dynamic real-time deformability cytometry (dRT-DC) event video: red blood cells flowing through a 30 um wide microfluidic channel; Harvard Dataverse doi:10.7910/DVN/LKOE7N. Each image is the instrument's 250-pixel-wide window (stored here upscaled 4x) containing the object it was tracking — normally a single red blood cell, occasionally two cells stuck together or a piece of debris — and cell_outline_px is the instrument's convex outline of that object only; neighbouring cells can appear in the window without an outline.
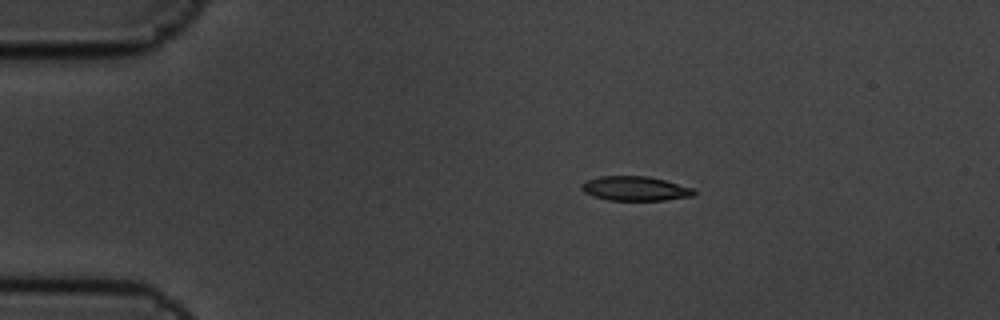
{"species": "common noctule bat (a hibernating species)", "species_latin": "Nyctalus noctula", "temperature_condition": "cold", "stored_images_in_passage": 5, "camera_frame_rate_fps": 3000, "um_per_image_px": 0.085, "animal": {"sex": "male", "body_mass_g": 19.5, "forearm_length_mm": 54.6}, "frame": {"image": 1, "passage_image": 2, "time_ms": 0.333, "image_size_px": [1000, 320], "cell_outline_px": [[696, 192], [692, 196], [664, 200], [608, 200], [592, 196], [584, 192], [580, 188], [580, 184], [584, 180], [600, 176], [648, 176], [664, 180], [692, 188]], "centroid_in_image_um": [53.91, 16.02], "position_along_channel_um": 31.1, "area_um2": 16.01}}
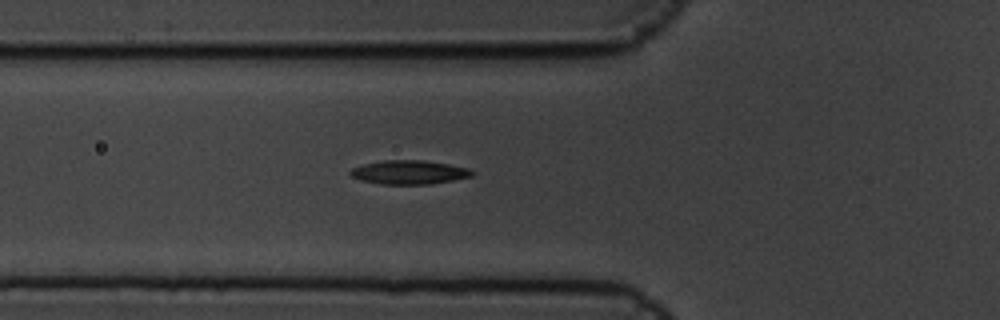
{"frame": {"image": 2, "passage_image": 5, "time_ms": 1.333, "image_size_px": [1000, 320], "cell_outline_px": [[476, 172], [472, 176], [452, 180], [428, 184], [380, 184], [360, 180], [352, 176], [348, 172], [352, 168], [364, 164], [384, 160], [424, 160], [448, 164], [468, 168]], "centroid_in_image_um": [34.77, 14.64], "position_along_channel_um": 91.0, "area_um2": 16.88}}